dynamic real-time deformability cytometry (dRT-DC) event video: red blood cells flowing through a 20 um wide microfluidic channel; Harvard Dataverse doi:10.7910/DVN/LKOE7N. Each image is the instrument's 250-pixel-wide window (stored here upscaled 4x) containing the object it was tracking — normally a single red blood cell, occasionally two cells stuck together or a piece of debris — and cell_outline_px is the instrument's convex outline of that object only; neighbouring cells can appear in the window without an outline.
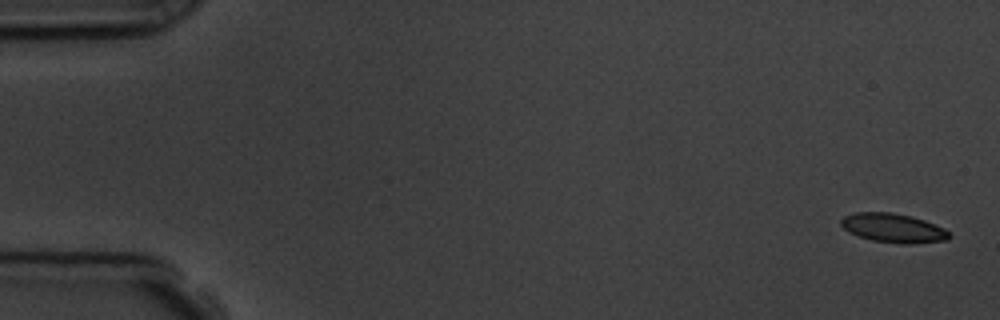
{"species": "common noctule bat (a hibernating species)", "species_latin": "Nyctalus noctula", "temperature_condition": "room temperature", "stored_images_in_passage": 5, "camera_frame_rate_fps": 3000, "um_per_image_px": 0.085, "animal": {"sex": "male", "body_mass_g": 19.5, "forearm_length_mm": 54.6}, "frame": {"image": 1, "passage_image": 1, "time_ms": 0.0, "image_size_px": [1000, 320], "cell_outline_px": [[952, 236], [948, 240], [912, 244], [900, 244], [872, 240], [848, 232], [840, 224], [840, 220], [844, 216], [856, 212], [892, 212], [912, 216], [924, 220], [944, 228]], "centroid_in_image_um": [75.94, 19.38], "position_along_channel_um": 9.1, "area_um2": 18.44}}